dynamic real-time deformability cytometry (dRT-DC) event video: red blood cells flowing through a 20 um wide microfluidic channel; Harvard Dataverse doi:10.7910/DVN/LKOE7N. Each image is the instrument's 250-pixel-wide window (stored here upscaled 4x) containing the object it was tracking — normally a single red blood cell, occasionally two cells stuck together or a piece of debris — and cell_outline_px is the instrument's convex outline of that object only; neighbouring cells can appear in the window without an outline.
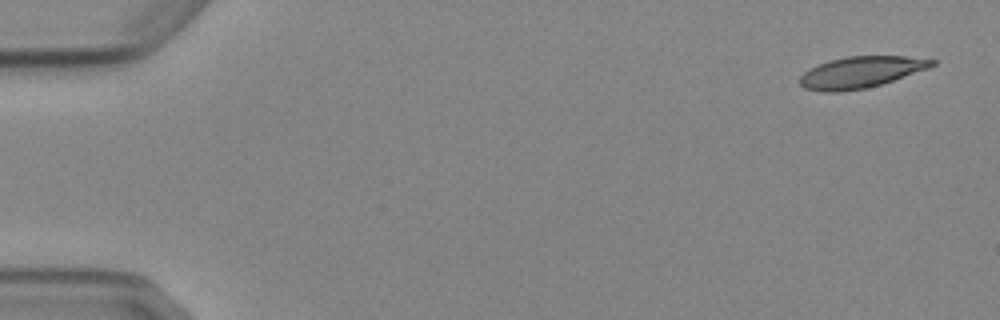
{"species": "Egyptian fruit bat (a non-hibernating species)", "species_latin": "Rousettus aegyptiacus", "temperature_condition": "cold", "stored_images_in_passage": 4, "camera_frame_rate_fps": 3000, "um_per_image_px": 0.085, "animal": {"sex": "female"}, "frame": {"image": 1, "passage_image": 1, "time_ms": 0.0, "image_size_px": [1000, 320], "cell_outline_px": [[936, 64], [928, 68], [880, 84], [864, 88], [840, 92], [824, 92], [804, 88], [800, 84], [800, 76], [808, 68], [828, 60], [848, 56], [904, 56], [936, 60]], "centroid_in_image_um": [73.12, 6.13], "position_along_channel_um": 11.9, "area_um2": 23.99}}
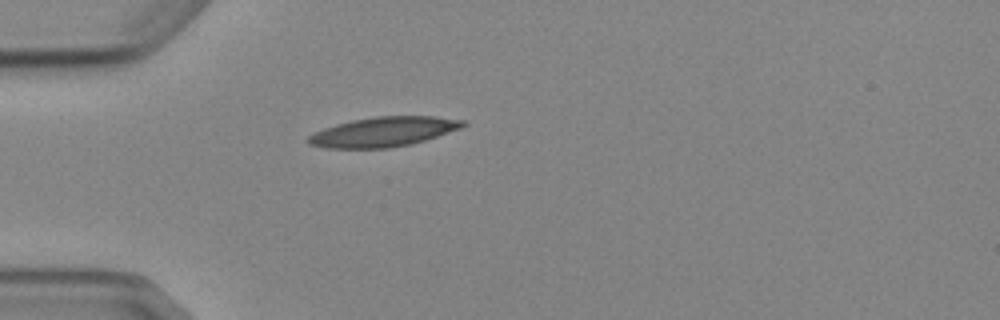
{"frame": {"image": 2, "passage_image": 4, "time_ms": 4.333, "image_size_px": [1000, 320], "cell_outline_px": [[468, 124], [460, 128], [424, 140], [408, 144], [388, 148], [324, 148], [308, 144], [304, 140], [308, 136], [324, 128], [336, 124], [352, 120], [376, 116], [436, 116], [464, 120]], "centroid_in_image_um": [32.55, 11.2], "position_along_channel_um": 52.4, "area_um2": 26.65}}